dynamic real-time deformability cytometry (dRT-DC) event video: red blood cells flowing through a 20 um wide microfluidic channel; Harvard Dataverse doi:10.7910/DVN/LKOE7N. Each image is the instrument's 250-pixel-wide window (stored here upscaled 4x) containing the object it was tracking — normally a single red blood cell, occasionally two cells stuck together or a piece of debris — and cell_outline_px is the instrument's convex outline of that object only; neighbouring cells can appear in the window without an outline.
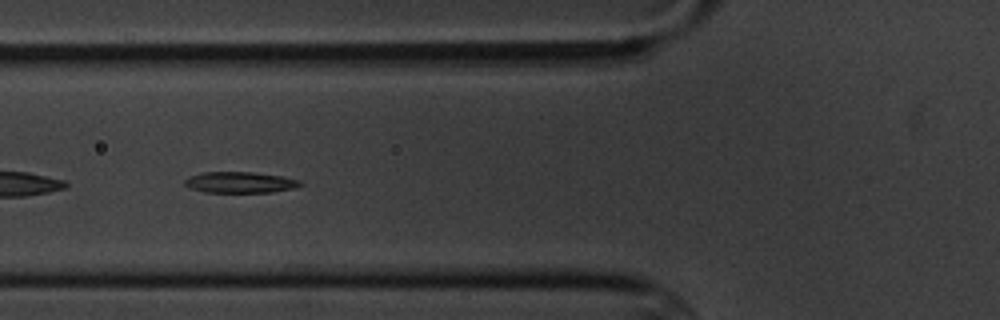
{"species": "common noctule bat (a hibernating species)", "species_latin": "Nyctalus noctula", "temperature_condition": "cold", "stored_images_in_passage": 3, "camera_frame_rate_fps": 3000, "um_per_image_px": 0.085, "animal": {"sex": "male", "body_mass_g": 20.1, "forearm_length_mm": 53.5}, "frame": {"image": 1, "passage_image": 2, "time_ms": 1.333, "image_size_px": [1000, 320], "cell_outline_px": [[304, 184], [296, 188], [272, 192], [204, 192], [188, 188], [184, 184], [184, 180], [188, 176], [204, 172], [252, 172], [284, 176], [300, 180]], "centroid_in_image_um": [20.41, 15.5], "position_along_channel_um": 105.4, "area_um2": 14.39}}